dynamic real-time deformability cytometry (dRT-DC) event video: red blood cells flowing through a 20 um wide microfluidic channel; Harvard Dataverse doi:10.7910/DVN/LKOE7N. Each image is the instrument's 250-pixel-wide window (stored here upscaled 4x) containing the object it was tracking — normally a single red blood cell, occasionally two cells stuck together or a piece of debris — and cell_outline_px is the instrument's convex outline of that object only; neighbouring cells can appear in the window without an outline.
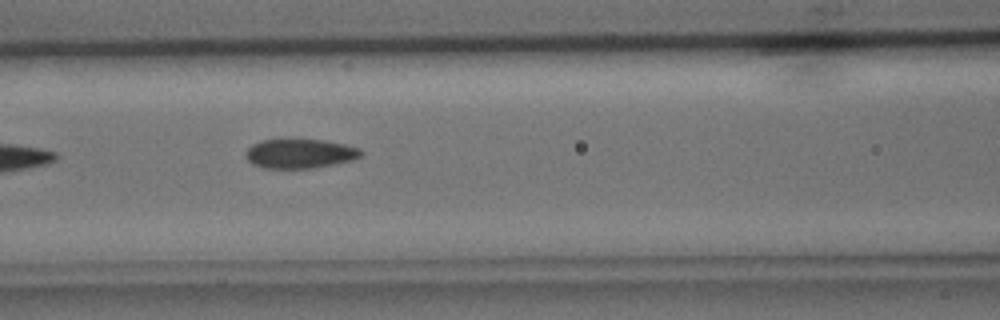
{"species": "common noctule bat (a hibernating species)", "species_latin": "Nyctalus noctula", "temperature_condition": "cold", "stored_images_in_passage": 6, "camera_frame_rate_fps": 3000, "um_per_image_px": 0.085, "animal": {"sex": "male", "body_mass_g": 15.6}, "frame": {"image": 1, "passage_image": 3, "time_ms": 2.333, "image_size_px": [1000, 320], "cell_outline_px": [[364, 152], [360, 156], [352, 160], [336, 164], [312, 168], [264, 168], [252, 164], [244, 156], [244, 152], [252, 144], [260, 140], [324, 140], [344, 144], [360, 148]], "centroid_in_image_um": [25.48, 13.06], "position_along_channel_um": 141.1, "area_um2": 19.77}}
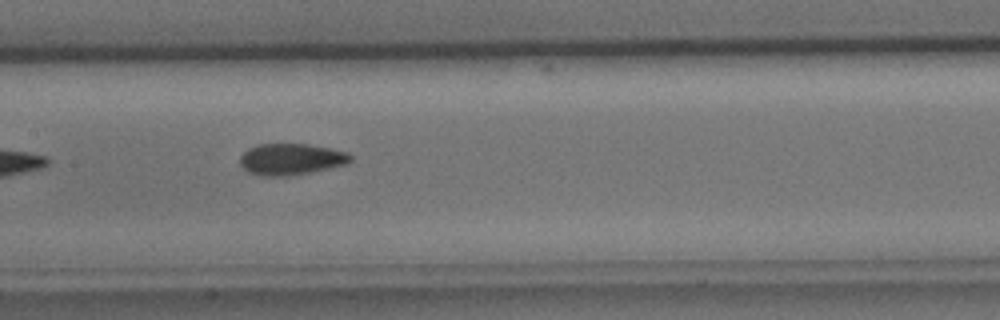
{"frame": {"image": 2, "passage_image": 4, "time_ms": 3.333, "image_size_px": [1000, 320], "cell_outline_px": [[352, 160], [348, 164], [288, 176], [260, 176], [248, 172], [240, 164], [240, 156], [248, 148], [256, 144], [308, 144], [348, 152], [352, 156]], "centroid_in_image_um": [24.72, 13.53], "position_along_channel_um": 182.7, "area_um2": 20.23}}
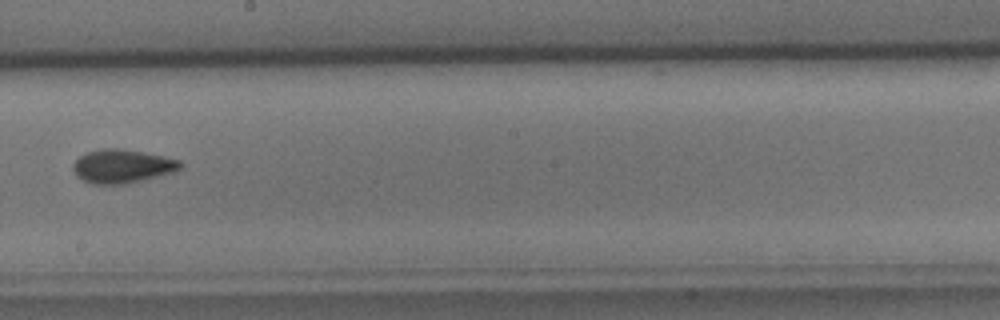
{"frame": {"image": 3, "passage_image": 5, "time_ms": 4.667, "image_size_px": [1000, 320], "cell_outline_px": [[184, 164], [180, 168], [172, 172], [124, 184], [92, 184], [76, 176], [72, 168], [72, 164], [80, 156], [88, 152], [104, 148], [120, 148], [180, 160]], "centroid_in_image_um": [10.34, 14.13], "position_along_channel_um": 237.9, "area_um2": 20.63}}